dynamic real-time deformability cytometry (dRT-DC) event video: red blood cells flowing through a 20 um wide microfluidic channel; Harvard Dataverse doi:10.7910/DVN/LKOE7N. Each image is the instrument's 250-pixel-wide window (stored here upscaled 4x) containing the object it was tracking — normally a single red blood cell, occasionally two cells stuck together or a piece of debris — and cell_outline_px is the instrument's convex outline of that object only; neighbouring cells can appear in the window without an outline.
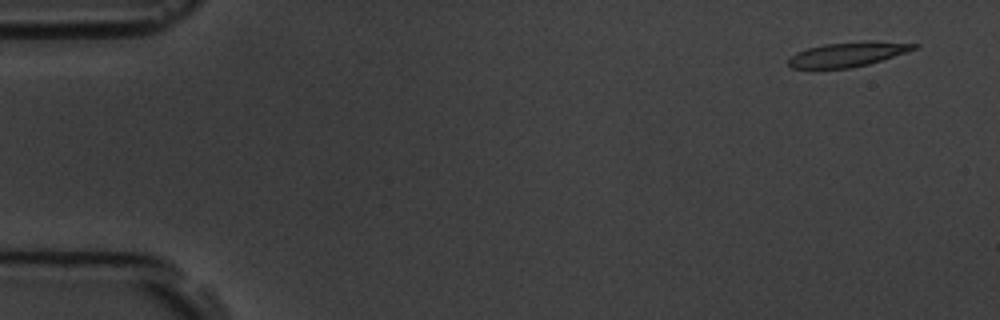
{"species": "common noctule bat (a hibernating species)", "species_latin": "Nyctalus noctula", "temperature_condition": "room temperature", "stored_images_in_passage": 5, "camera_frame_rate_fps": 3000, "um_per_image_px": 0.085, "animal": {"sex": "male", "body_mass_g": 19.5, "forearm_length_mm": 54.6}, "frame": {"image": 1, "passage_image": 1, "time_ms": 0.0, "image_size_px": [1000, 320], "cell_outline_px": [[920, 44], [916, 48], [868, 64], [848, 68], [792, 68], [788, 64], [788, 60], [796, 52], [808, 48], [824, 44], [868, 40]], "centroid_in_image_um": [72.03, 4.6], "position_along_channel_um": 13.0, "area_um2": 17.69}}
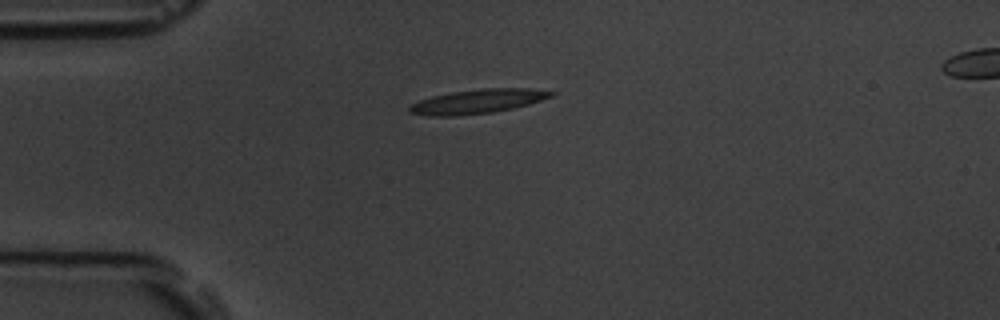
{"frame": {"image": 2, "passage_image": 4, "time_ms": 3.667, "image_size_px": [1000, 320], "cell_outline_px": [[556, 96], [528, 104], [512, 108], [492, 112], [456, 116], [428, 116], [408, 112], [408, 108], [412, 104], [420, 100], [432, 96], [452, 92], [480, 88], [532, 88], [556, 92]], "centroid_in_image_um": [40.63, 8.61], "position_along_channel_um": 44.4, "area_um2": 20.06}}